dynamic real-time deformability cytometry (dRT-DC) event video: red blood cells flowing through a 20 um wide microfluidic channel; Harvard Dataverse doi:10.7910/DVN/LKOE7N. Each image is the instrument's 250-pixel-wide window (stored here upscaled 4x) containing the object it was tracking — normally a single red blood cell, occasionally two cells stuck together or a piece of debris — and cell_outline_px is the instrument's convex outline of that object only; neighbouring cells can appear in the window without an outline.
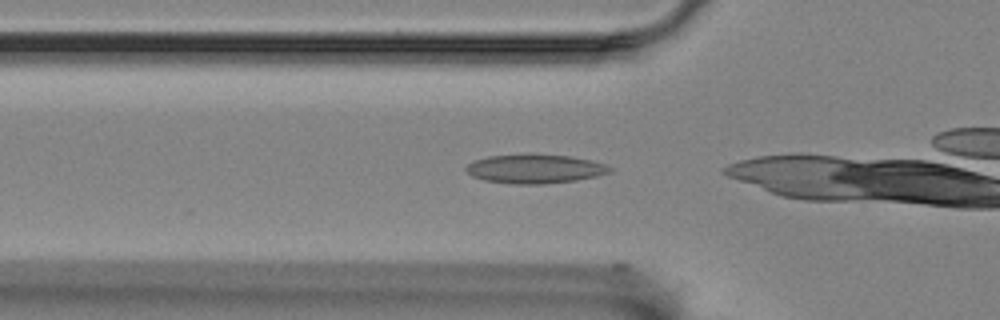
{"species": "Egyptian fruit bat (a non-hibernating species)", "species_latin": "Rousettus aegyptiacus", "temperature_condition": "room temperature", "stored_images_in_passage": 3, "camera_frame_rate_fps": 3000, "um_per_image_px": 0.085, "animal": {"sex": "female"}, "frame": {"image": 1, "passage_image": 2, "time_ms": 0.333, "image_size_px": [1000, 320], "cell_outline_px": [[612, 172], [596, 176], [576, 180], [544, 184], [512, 184], [484, 180], [472, 176], [464, 168], [472, 160], [488, 156], [572, 156], [592, 160], [604, 164], [612, 168]], "centroid_in_image_um": [45.47, 14.38], "position_along_channel_um": 80.3, "area_um2": 23.76}}